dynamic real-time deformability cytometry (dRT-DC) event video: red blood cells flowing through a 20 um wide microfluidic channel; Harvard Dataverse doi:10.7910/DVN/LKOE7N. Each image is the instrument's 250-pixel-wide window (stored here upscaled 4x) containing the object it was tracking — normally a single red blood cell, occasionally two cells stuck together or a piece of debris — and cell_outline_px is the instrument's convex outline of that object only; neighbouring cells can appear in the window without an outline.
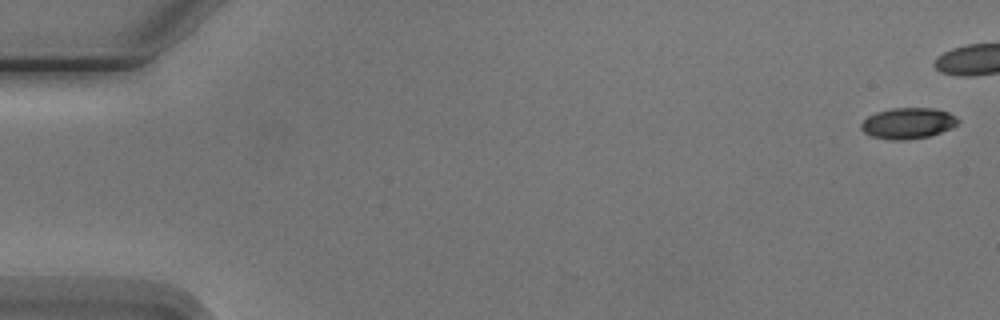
{"species": "Egyptian fruit bat (a non-hibernating species)", "species_latin": "Rousettus aegyptiacus", "temperature_condition": "cold", "stored_images_in_passage": 7, "camera_frame_rate_fps": 3000, "um_per_image_px": 0.085, "animal": {"sex": "male"}, "frame": {"image": 1, "passage_image": 1, "time_ms": 0.0, "image_size_px": [1000, 320], "cell_outline_px": [[960, 120], [952, 128], [928, 136], [908, 140], [892, 140], [872, 136], [864, 132], [860, 128], [860, 124], [868, 116], [876, 112], [892, 108], [932, 108], [948, 112], [956, 116]], "centroid_in_image_um": [77.17, 10.47], "position_along_channel_um": 7.8, "area_um2": 17.46}}